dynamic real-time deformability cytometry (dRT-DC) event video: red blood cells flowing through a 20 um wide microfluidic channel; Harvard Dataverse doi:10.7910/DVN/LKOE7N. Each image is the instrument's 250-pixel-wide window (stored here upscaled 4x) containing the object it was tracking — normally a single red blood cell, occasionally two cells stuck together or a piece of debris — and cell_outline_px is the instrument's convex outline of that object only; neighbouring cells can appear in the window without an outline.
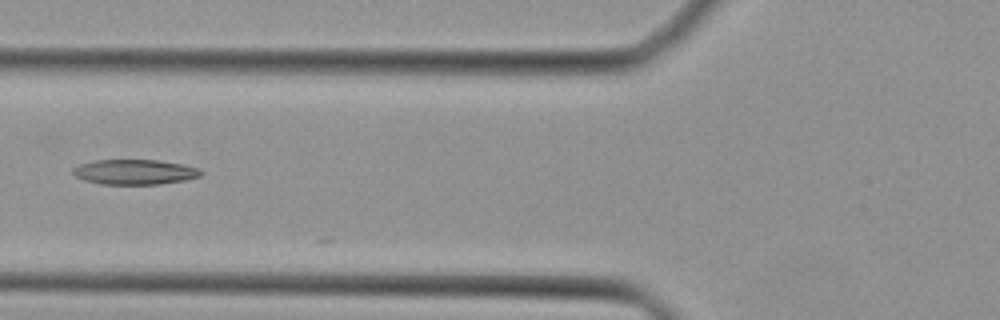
{"species": "Egyptian fruit bat (a non-hibernating species)", "species_latin": "Rousettus aegyptiacus", "temperature_condition": "cold", "stored_images_in_passage": 22, "camera_frame_rate_fps": 3000, "um_per_image_px": 0.085, "animal": {"sex": "female"}, "frame": {"image": 1, "passage_image": 18, "time_ms": 5.667, "image_size_px": [1000, 320], "cell_outline_px": [[204, 172], [200, 176], [184, 180], [160, 184], [100, 184], [84, 180], [76, 176], [72, 172], [72, 168], [80, 164], [92, 160], [160, 160], [184, 164], [200, 168]], "centroid_in_image_um": [11.47, 14.61], "position_along_channel_um": 114.3, "area_um2": 18.84}}
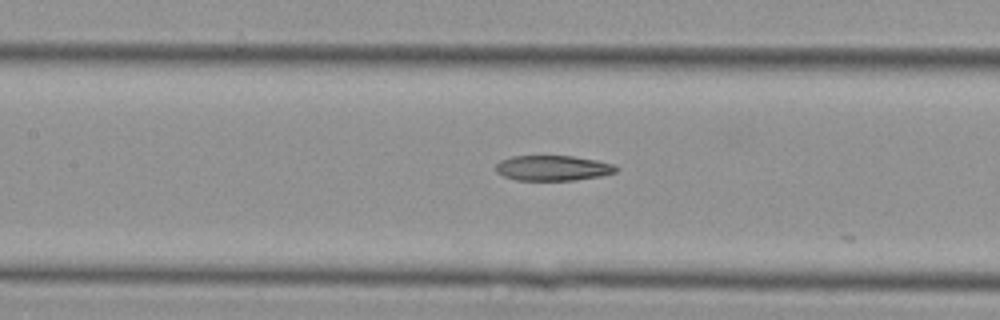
{"frame": {"image": 2, "passage_image": 21, "time_ms": 6.667, "image_size_px": [1000, 320], "cell_outline_px": [[620, 168], [616, 172], [600, 176], [576, 180], [516, 180], [504, 176], [496, 172], [496, 164], [500, 160], [512, 156], [572, 156], [596, 160], [612, 164]], "centroid_in_image_um": [46.99, 14.28], "position_along_channel_um": 160.4, "area_um2": 17.69}}